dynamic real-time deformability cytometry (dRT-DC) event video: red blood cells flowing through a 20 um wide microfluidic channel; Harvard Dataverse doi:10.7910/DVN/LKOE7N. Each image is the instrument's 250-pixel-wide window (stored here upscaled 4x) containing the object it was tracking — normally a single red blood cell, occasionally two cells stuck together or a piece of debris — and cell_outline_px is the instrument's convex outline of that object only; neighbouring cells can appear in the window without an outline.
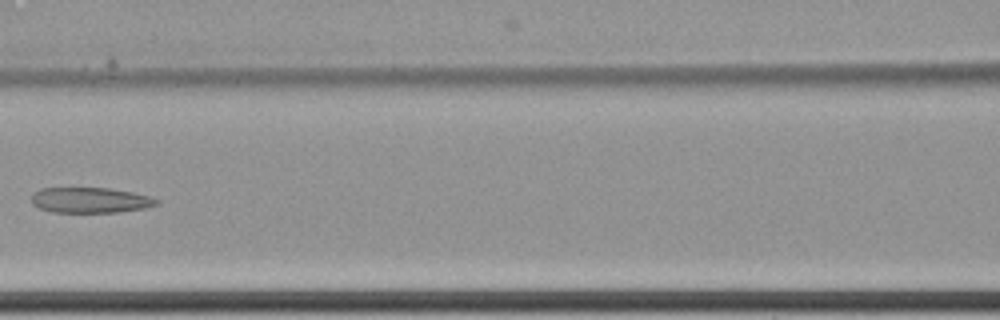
{"species": "common noctule bat (a hibernating species)", "species_latin": "Nyctalus noctula", "temperature_condition": "cold", "stored_images_in_passage": 5, "camera_frame_rate_fps": 3000, "um_per_image_px": 0.085, "animal": {"sex": "female", "body_mass_g": 22.7, "forearm_length_mm": 54.2}, "frame": {"image": 1, "passage_image": 5, "time_ms": 1.333, "image_size_px": [1000, 320], "cell_outline_px": [[160, 204], [144, 208], [116, 212], [52, 212], [40, 208], [32, 204], [32, 192], [40, 188], [108, 188], [132, 192], [148, 196], [160, 200]], "centroid_in_image_um": [7.66, 17.01], "position_along_channel_um": 158.9, "area_um2": 18.55}}